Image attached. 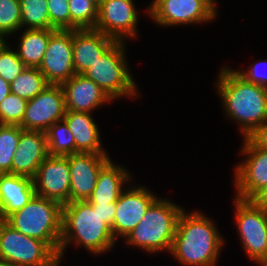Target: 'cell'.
Here are the masks:
<instances>
[{"label": "cell", "instance_id": "obj_36", "mask_svg": "<svg viewBox=\"0 0 267 266\" xmlns=\"http://www.w3.org/2000/svg\"><path fill=\"white\" fill-rule=\"evenodd\" d=\"M251 201L262 208L264 211L267 212V186L262 188L252 199Z\"/></svg>", "mask_w": 267, "mask_h": 266}, {"label": "cell", "instance_id": "obj_17", "mask_svg": "<svg viewBox=\"0 0 267 266\" xmlns=\"http://www.w3.org/2000/svg\"><path fill=\"white\" fill-rule=\"evenodd\" d=\"M66 111L94 114L95 110L114 102L94 81L75 74L62 85Z\"/></svg>", "mask_w": 267, "mask_h": 266}, {"label": "cell", "instance_id": "obj_29", "mask_svg": "<svg viewBox=\"0 0 267 266\" xmlns=\"http://www.w3.org/2000/svg\"><path fill=\"white\" fill-rule=\"evenodd\" d=\"M20 30L21 8L19 0H0V34L8 39Z\"/></svg>", "mask_w": 267, "mask_h": 266}, {"label": "cell", "instance_id": "obj_1", "mask_svg": "<svg viewBox=\"0 0 267 266\" xmlns=\"http://www.w3.org/2000/svg\"><path fill=\"white\" fill-rule=\"evenodd\" d=\"M215 220L197 209L179 215L170 255L181 266H218L226 244Z\"/></svg>", "mask_w": 267, "mask_h": 266}, {"label": "cell", "instance_id": "obj_8", "mask_svg": "<svg viewBox=\"0 0 267 266\" xmlns=\"http://www.w3.org/2000/svg\"><path fill=\"white\" fill-rule=\"evenodd\" d=\"M0 259L18 266L62 265L45 242L22 234L5 220H0Z\"/></svg>", "mask_w": 267, "mask_h": 266}, {"label": "cell", "instance_id": "obj_12", "mask_svg": "<svg viewBox=\"0 0 267 266\" xmlns=\"http://www.w3.org/2000/svg\"><path fill=\"white\" fill-rule=\"evenodd\" d=\"M128 184L116 201V212L111 228L115 240L124 239L141 221L149 206L159 197L150 187L140 183Z\"/></svg>", "mask_w": 267, "mask_h": 266}, {"label": "cell", "instance_id": "obj_30", "mask_svg": "<svg viewBox=\"0 0 267 266\" xmlns=\"http://www.w3.org/2000/svg\"><path fill=\"white\" fill-rule=\"evenodd\" d=\"M28 100L10 93L0 102V125H19L25 114Z\"/></svg>", "mask_w": 267, "mask_h": 266}, {"label": "cell", "instance_id": "obj_33", "mask_svg": "<svg viewBox=\"0 0 267 266\" xmlns=\"http://www.w3.org/2000/svg\"><path fill=\"white\" fill-rule=\"evenodd\" d=\"M235 71L246 81L267 88V59H260L246 69Z\"/></svg>", "mask_w": 267, "mask_h": 266}, {"label": "cell", "instance_id": "obj_35", "mask_svg": "<svg viewBox=\"0 0 267 266\" xmlns=\"http://www.w3.org/2000/svg\"><path fill=\"white\" fill-rule=\"evenodd\" d=\"M247 138L257 147L267 151V121L258 126Z\"/></svg>", "mask_w": 267, "mask_h": 266}, {"label": "cell", "instance_id": "obj_40", "mask_svg": "<svg viewBox=\"0 0 267 266\" xmlns=\"http://www.w3.org/2000/svg\"><path fill=\"white\" fill-rule=\"evenodd\" d=\"M0 266H18V265L0 259Z\"/></svg>", "mask_w": 267, "mask_h": 266}, {"label": "cell", "instance_id": "obj_41", "mask_svg": "<svg viewBox=\"0 0 267 266\" xmlns=\"http://www.w3.org/2000/svg\"><path fill=\"white\" fill-rule=\"evenodd\" d=\"M105 0H92V2L99 7Z\"/></svg>", "mask_w": 267, "mask_h": 266}, {"label": "cell", "instance_id": "obj_9", "mask_svg": "<svg viewBox=\"0 0 267 266\" xmlns=\"http://www.w3.org/2000/svg\"><path fill=\"white\" fill-rule=\"evenodd\" d=\"M232 199L239 243L247 257L256 262L267 251V212L251 200Z\"/></svg>", "mask_w": 267, "mask_h": 266}, {"label": "cell", "instance_id": "obj_20", "mask_svg": "<svg viewBox=\"0 0 267 266\" xmlns=\"http://www.w3.org/2000/svg\"><path fill=\"white\" fill-rule=\"evenodd\" d=\"M92 115L85 112L66 111L63 117L74 137L75 153L109 154L103 147L101 131Z\"/></svg>", "mask_w": 267, "mask_h": 266}, {"label": "cell", "instance_id": "obj_15", "mask_svg": "<svg viewBox=\"0 0 267 266\" xmlns=\"http://www.w3.org/2000/svg\"><path fill=\"white\" fill-rule=\"evenodd\" d=\"M36 196L70 203V169L68 156H48L33 178Z\"/></svg>", "mask_w": 267, "mask_h": 266}, {"label": "cell", "instance_id": "obj_38", "mask_svg": "<svg viewBox=\"0 0 267 266\" xmlns=\"http://www.w3.org/2000/svg\"><path fill=\"white\" fill-rule=\"evenodd\" d=\"M254 263L258 266H267V251Z\"/></svg>", "mask_w": 267, "mask_h": 266}, {"label": "cell", "instance_id": "obj_7", "mask_svg": "<svg viewBox=\"0 0 267 266\" xmlns=\"http://www.w3.org/2000/svg\"><path fill=\"white\" fill-rule=\"evenodd\" d=\"M217 0H151L147 16L158 27L209 24L218 14Z\"/></svg>", "mask_w": 267, "mask_h": 266}, {"label": "cell", "instance_id": "obj_6", "mask_svg": "<svg viewBox=\"0 0 267 266\" xmlns=\"http://www.w3.org/2000/svg\"><path fill=\"white\" fill-rule=\"evenodd\" d=\"M127 42L116 41L83 75L114 101L139 99L140 90L128 65ZM138 87V88H137Z\"/></svg>", "mask_w": 267, "mask_h": 266}, {"label": "cell", "instance_id": "obj_28", "mask_svg": "<svg viewBox=\"0 0 267 266\" xmlns=\"http://www.w3.org/2000/svg\"><path fill=\"white\" fill-rule=\"evenodd\" d=\"M69 12L70 30L95 28L98 7L92 0H69Z\"/></svg>", "mask_w": 267, "mask_h": 266}, {"label": "cell", "instance_id": "obj_19", "mask_svg": "<svg viewBox=\"0 0 267 266\" xmlns=\"http://www.w3.org/2000/svg\"><path fill=\"white\" fill-rule=\"evenodd\" d=\"M115 42V39L94 28L74 29L72 35V59L76 74H83Z\"/></svg>", "mask_w": 267, "mask_h": 266}, {"label": "cell", "instance_id": "obj_16", "mask_svg": "<svg viewBox=\"0 0 267 266\" xmlns=\"http://www.w3.org/2000/svg\"><path fill=\"white\" fill-rule=\"evenodd\" d=\"M110 159L109 154L78 152L69 155L70 202L88 200L101 168Z\"/></svg>", "mask_w": 267, "mask_h": 266}, {"label": "cell", "instance_id": "obj_5", "mask_svg": "<svg viewBox=\"0 0 267 266\" xmlns=\"http://www.w3.org/2000/svg\"><path fill=\"white\" fill-rule=\"evenodd\" d=\"M62 207L57 201L35 195L5 221L22 234L45 242L59 256Z\"/></svg>", "mask_w": 267, "mask_h": 266}, {"label": "cell", "instance_id": "obj_23", "mask_svg": "<svg viewBox=\"0 0 267 266\" xmlns=\"http://www.w3.org/2000/svg\"><path fill=\"white\" fill-rule=\"evenodd\" d=\"M56 29H21L14 48L26 67L39 68L45 54L50 35ZM21 32V33H20Z\"/></svg>", "mask_w": 267, "mask_h": 266}, {"label": "cell", "instance_id": "obj_39", "mask_svg": "<svg viewBox=\"0 0 267 266\" xmlns=\"http://www.w3.org/2000/svg\"><path fill=\"white\" fill-rule=\"evenodd\" d=\"M8 42V39L0 34V50L3 48V46Z\"/></svg>", "mask_w": 267, "mask_h": 266}, {"label": "cell", "instance_id": "obj_32", "mask_svg": "<svg viewBox=\"0 0 267 266\" xmlns=\"http://www.w3.org/2000/svg\"><path fill=\"white\" fill-rule=\"evenodd\" d=\"M50 29L70 30L69 0H47Z\"/></svg>", "mask_w": 267, "mask_h": 266}, {"label": "cell", "instance_id": "obj_34", "mask_svg": "<svg viewBox=\"0 0 267 266\" xmlns=\"http://www.w3.org/2000/svg\"><path fill=\"white\" fill-rule=\"evenodd\" d=\"M94 210L97 211L98 215L102 218L110 228H112L115 212L116 202L113 203H89Z\"/></svg>", "mask_w": 267, "mask_h": 266}, {"label": "cell", "instance_id": "obj_11", "mask_svg": "<svg viewBox=\"0 0 267 266\" xmlns=\"http://www.w3.org/2000/svg\"><path fill=\"white\" fill-rule=\"evenodd\" d=\"M135 0H105L98 7L97 24L94 29L115 39L126 42L138 38L139 9ZM138 11V12H137Z\"/></svg>", "mask_w": 267, "mask_h": 266}, {"label": "cell", "instance_id": "obj_2", "mask_svg": "<svg viewBox=\"0 0 267 266\" xmlns=\"http://www.w3.org/2000/svg\"><path fill=\"white\" fill-rule=\"evenodd\" d=\"M215 81L216 94L225 117L237 122L242 138L267 121V88L246 81L236 71L223 65Z\"/></svg>", "mask_w": 267, "mask_h": 266}, {"label": "cell", "instance_id": "obj_22", "mask_svg": "<svg viewBox=\"0 0 267 266\" xmlns=\"http://www.w3.org/2000/svg\"><path fill=\"white\" fill-rule=\"evenodd\" d=\"M33 179L16 174H0V220L22 209L34 196Z\"/></svg>", "mask_w": 267, "mask_h": 266}, {"label": "cell", "instance_id": "obj_3", "mask_svg": "<svg viewBox=\"0 0 267 266\" xmlns=\"http://www.w3.org/2000/svg\"><path fill=\"white\" fill-rule=\"evenodd\" d=\"M116 243L111 228L86 200L63 205L58 256L60 263L70 244L77 248L84 247L92 256L97 257L113 250Z\"/></svg>", "mask_w": 267, "mask_h": 266}, {"label": "cell", "instance_id": "obj_26", "mask_svg": "<svg viewBox=\"0 0 267 266\" xmlns=\"http://www.w3.org/2000/svg\"><path fill=\"white\" fill-rule=\"evenodd\" d=\"M21 29H50L47 0H19Z\"/></svg>", "mask_w": 267, "mask_h": 266}, {"label": "cell", "instance_id": "obj_37", "mask_svg": "<svg viewBox=\"0 0 267 266\" xmlns=\"http://www.w3.org/2000/svg\"><path fill=\"white\" fill-rule=\"evenodd\" d=\"M11 93L10 83L0 77V102Z\"/></svg>", "mask_w": 267, "mask_h": 266}, {"label": "cell", "instance_id": "obj_24", "mask_svg": "<svg viewBox=\"0 0 267 266\" xmlns=\"http://www.w3.org/2000/svg\"><path fill=\"white\" fill-rule=\"evenodd\" d=\"M45 133L50 156L75 154L74 137L64 119L55 122Z\"/></svg>", "mask_w": 267, "mask_h": 266}, {"label": "cell", "instance_id": "obj_27", "mask_svg": "<svg viewBox=\"0 0 267 266\" xmlns=\"http://www.w3.org/2000/svg\"><path fill=\"white\" fill-rule=\"evenodd\" d=\"M22 130L19 125H0V174H11L13 155Z\"/></svg>", "mask_w": 267, "mask_h": 266}, {"label": "cell", "instance_id": "obj_4", "mask_svg": "<svg viewBox=\"0 0 267 266\" xmlns=\"http://www.w3.org/2000/svg\"><path fill=\"white\" fill-rule=\"evenodd\" d=\"M184 207L172 199L158 197L147 209L141 221L123 239L125 245L154 255L170 254L179 215Z\"/></svg>", "mask_w": 267, "mask_h": 266}, {"label": "cell", "instance_id": "obj_21", "mask_svg": "<svg viewBox=\"0 0 267 266\" xmlns=\"http://www.w3.org/2000/svg\"><path fill=\"white\" fill-rule=\"evenodd\" d=\"M125 166L114 163L110 159L100 170L96 186L92 195L86 200L88 203L116 202L122 191L134 179Z\"/></svg>", "mask_w": 267, "mask_h": 266}, {"label": "cell", "instance_id": "obj_18", "mask_svg": "<svg viewBox=\"0 0 267 266\" xmlns=\"http://www.w3.org/2000/svg\"><path fill=\"white\" fill-rule=\"evenodd\" d=\"M16 148L11 174L33 179L40 164L49 156L46 133L23 129Z\"/></svg>", "mask_w": 267, "mask_h": 266}, {"label": "cell", "instance_id": "obj_13", "mask_svg": "<svg viewBox=\"0 0 267 266\" xmlns=\"http://www.w3.org/2000/svg\"><path fill=\"white\" fill-rule=\"evenodd\" d=\"M65 113L62 86L48 84L42 92L28 100L20 127L24 130L46 132L55 122L62 120Z\"/></svg>", "mask_w": 267, "mask_h": 266}, {"label": "cell", "instance_id": "obj_10", "mask_svg": "<svg viewBox=\"0 0 267 266\" xmlns=\"http://www.w3.org/2000/svg\"><path fill=\"white\" fill-rule=\"evenodd\" d=\"M239 149L243 161L234 167L232 183L235 196L233 197L251 200L267 186V151L257 148L247 137L242 138Z\"/></svg>", "mask_w": 267, "mask_h": 266}, {"label": "cell", "instance_id": "obj_25", "mask_svg": "<svg viewBox=\"0 0 267 266\" xmlns=\"http://www.w3.org/2000/svg\"><path fill=\"white\" fill-rule=\"evenodd\" d=\"M48 85L45 76L38 68L26 67L19 76L10 83L11 93L26 100H31Z\"/></svg>", "mask_w": 267, "mask_h": 266}, {"label": "cell", "instance_id": "obj_14", "mask_svg": "<svg viewBox=\"0 0 267 266\" xmlns=\"http://www.w3.org/2000/svg\"><path fill=\"white\" fill-rule=\"evenodd\" d=\"M73 30L56 29L49 38L39 70L48 84L62 85L76 72L73 65Z\"/></svg>", "mask_w": 267, "mask_h": 266}, {"label": "cell", "instance_id": "obj_31", "mask_svg": "<svg viewBox=\"0 0 267 266\" xmlns=\"http://www.w3.org/2000/svg\"><path fill=\"white\" fill-rule=\"evenodd\" d=\"M8 41L0 50V77L5 81L11 83L19 74L26 68L24 63L20 60L16 49L12 47Z\"/></svg>", "mask_w": 267, "mask_h": 266}]
</instances>
